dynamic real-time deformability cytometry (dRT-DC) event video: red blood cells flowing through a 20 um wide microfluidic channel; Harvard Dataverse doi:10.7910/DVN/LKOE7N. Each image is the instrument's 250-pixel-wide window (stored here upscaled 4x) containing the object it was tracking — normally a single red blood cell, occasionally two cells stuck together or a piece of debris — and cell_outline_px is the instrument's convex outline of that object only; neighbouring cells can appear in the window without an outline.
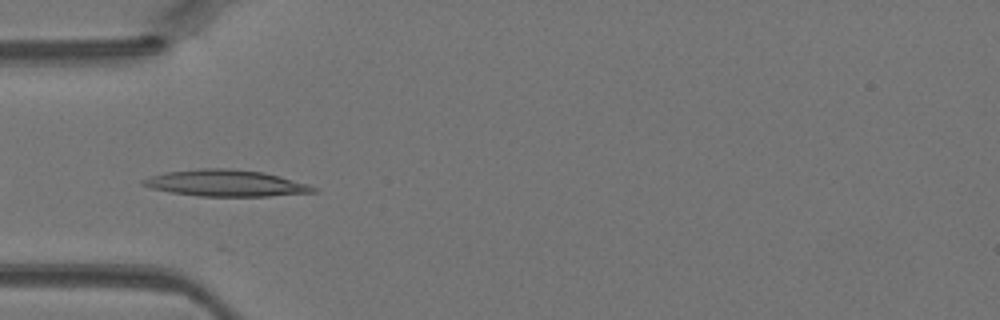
{"species": "Egyptian fruit bat (a non-hibernating species)", "species_latin": "Rousettus aegyptiacus", "temperature_condition": "warm", "stored_images_in_passage": 4, "camera_frame_rate_fps": 3000, "um_per_image_px": 0.085, "animal": {"sex": "female"}, "frame": {"image": 1, "passage_image": 2, "time_ms": 0.333, "image_size_px": [1000, 320], "cell_outline_px": [[316, 192], [268, 196], [196, 196], [172, 192], [152, 188], [140, 184], [140, 180], [152, 176], [168, 172], [200, 168], [232, 168], [264, 172], [280, 176], [308, 184], [316, 188]], "centroid_in_image_um": [19.2, 15.56], "position_along_channel_um": 65.8, "area_um2": 26.18}}